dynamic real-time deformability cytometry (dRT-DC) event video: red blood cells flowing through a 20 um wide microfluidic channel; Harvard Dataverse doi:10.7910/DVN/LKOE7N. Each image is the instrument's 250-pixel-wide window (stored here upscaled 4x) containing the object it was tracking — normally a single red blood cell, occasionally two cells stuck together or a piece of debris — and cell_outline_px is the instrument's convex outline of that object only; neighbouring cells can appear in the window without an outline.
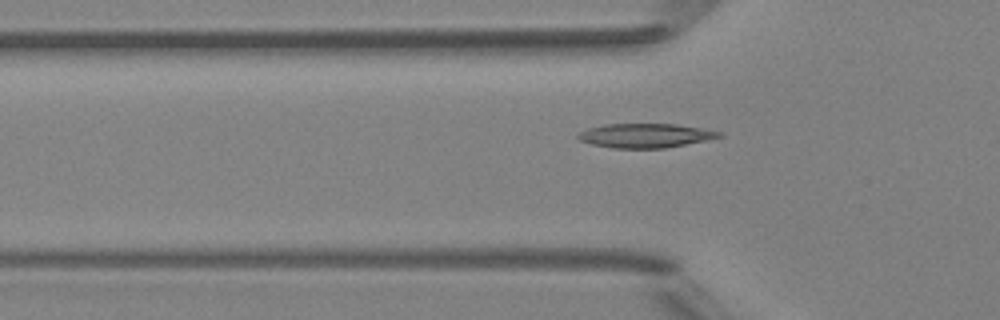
{"species": "Egyptian fruit bat (a non-hibernating species)", "species_latin": "Rousettus aegyptiacus", "temperature_condition": "room temperature", "stored_images_in_passage": 45, "camera_frame_rate_fps": 3000, "um_per_image_px": 0.085, "animal": {"sex": "female"}, "frame": {"image": 1, "passage_image": 16, "time_ms": 5.0, "image_size_px": [1000, 320], "cell_outline_px": [[724, 136], [664, 148], [612, 148], [592, 144], [580, 140], [576, 136], [580, 132], [588, 128], [604, 124], [676, 124], [724, 132]], "centroid_in_image_um": [54.84, 11.52], "position_along_channel_um": 71.0, "area_um2": 19.71}}
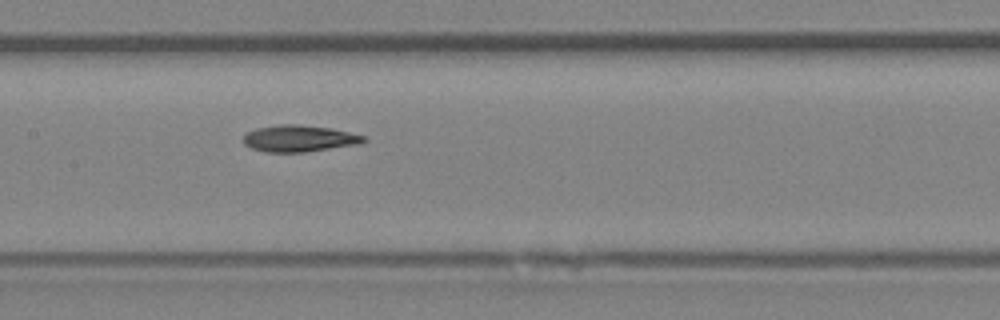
{"frame": {"image": 2, "passage_image": 24, "time_ms": 7.667, "image_size_px": [1000, 320], "cell_outline_px": [[368, 140], [360, 144], [304, 152], [264, 152], [252, 148], [244, 144], [244, 136], [248, 132], [256, 128], [280, 124], [296, 124], [332, 128], [368, 136]], "centroid_in_image_um": [25.48, 11.77], "position_along_channel_um": 181.9, "area_um2": 18.79}}
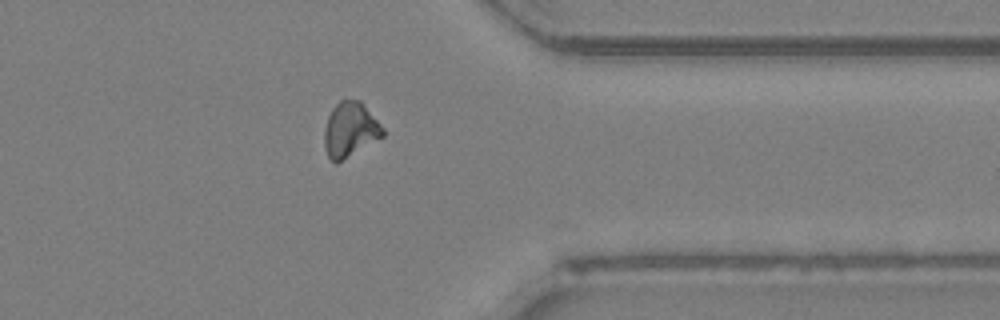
{"frame": {"image": 3, "passage_image": 39, "time_ms": 12.667, "image_size_px": [1000, 320], "cell_outline_px": [[384, 136], [336, 164], [328, 156], [324, 148], [324, 128], [328, 116], [332, 108], [340, 100], [360, 100], [364, 104], [384, 128]], "centroid_in_image_um": [29.75, 11.02], "position_along_channel_um": 381.6, "area_um2": 18.73}}